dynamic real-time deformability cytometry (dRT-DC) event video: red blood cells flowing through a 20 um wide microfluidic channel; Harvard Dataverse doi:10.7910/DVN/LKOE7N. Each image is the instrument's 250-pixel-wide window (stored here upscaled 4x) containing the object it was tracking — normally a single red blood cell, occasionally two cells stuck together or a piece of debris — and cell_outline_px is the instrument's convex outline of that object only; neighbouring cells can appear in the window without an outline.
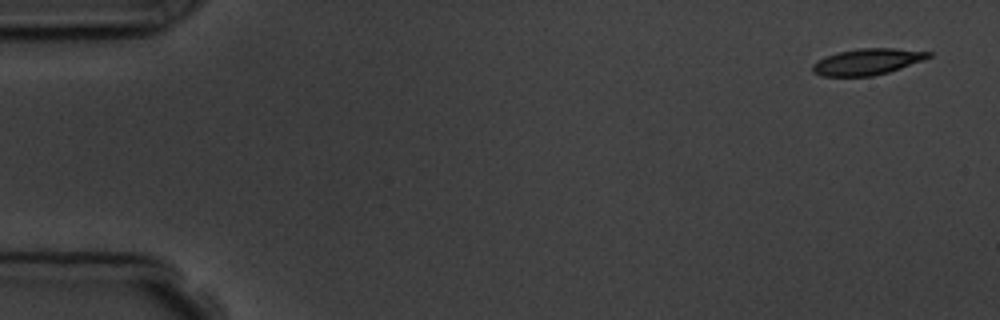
{"species": "common noctule bat (a hibernating species)", "species_latin": "Nyctalus noctula", "temperature_condition": "room temperature", "stored_images_in_passage": 5, "camera_frame_rate_fps": 3000, "um_per_image_px": 0.085, "animal": {"sex": "male", "body_mass_g": 19.5, "forearm_length_mm": 54.6}, "frame": {"image": 1, "passage_image": 1, "time_ms": 0.0, "image_size_px": [1000, 320], "cell_outline_px": [[932, 56], [924, 60], [888, 72], [872, 76], [820, 76], [812, 72], [812, 64], [816, 60], [824, 56], [840, 52], [860, 48], [892, 48], [932, 52]], "centroid_in_image_um": [73.69, 5.25], "position_along_channel_um": 11.3, "area_um2": 17.74}}
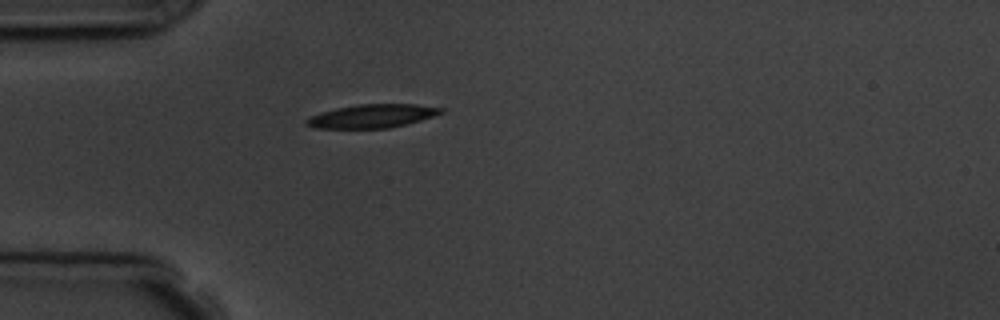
{"frame": {"image": 2, "passage_image": 5, "time_ms": 4.333, "image_size_px": [1000, 320], "cell_outline_px": [[444, 112], [408, 124], [388, 128], [312, 128], [304, 124], [304, 120], [320, 112], [336, 108], [356, 104], [416, 104], [444, 108]], "centroid_in_image_um": [31.6, 9.86], "position_along_channel_um": 53.4, "area_um2": 18.5}}